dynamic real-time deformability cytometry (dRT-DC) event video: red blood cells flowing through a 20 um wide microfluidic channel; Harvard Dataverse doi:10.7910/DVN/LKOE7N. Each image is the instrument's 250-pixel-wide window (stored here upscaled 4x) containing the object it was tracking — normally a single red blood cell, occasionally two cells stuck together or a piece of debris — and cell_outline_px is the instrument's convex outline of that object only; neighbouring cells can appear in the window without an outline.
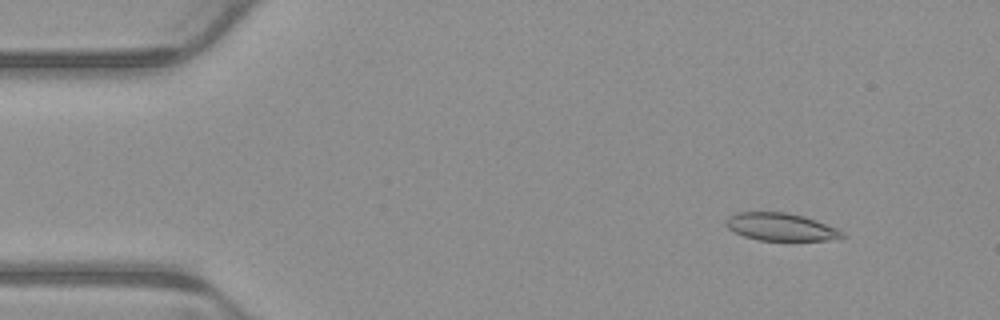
{"species": "common noctule bat (a hibernating species)", "species_latin": "Nyctalus noctula", "temperature_condition": "warm", "stored_images_in_passage": 4, "camera_frame_rate_fps": 3000, "um_per_image_px": 0.085, "animal": {"sex": "male", "body_mass_g": 23.1, "forearm_length_mm": 52.7}, "frame": {"image": 1, "passage_image": 2, "time_ms": 0.333, "image_size_px": [1000, 320], "cell_outline_px": [[848, 236], [840, 240], [760, 240], [744, 236], [728, 228], [724, 224], [724, 220], [728, 216], [736, 212], [784, 212], [804, 216], [816, 220], [836, 228], [844, 232]], "centroid_in_image_um": [66.4, 19.29], "position_along_channel_um": 18.6, "area_um2": 18.9}}